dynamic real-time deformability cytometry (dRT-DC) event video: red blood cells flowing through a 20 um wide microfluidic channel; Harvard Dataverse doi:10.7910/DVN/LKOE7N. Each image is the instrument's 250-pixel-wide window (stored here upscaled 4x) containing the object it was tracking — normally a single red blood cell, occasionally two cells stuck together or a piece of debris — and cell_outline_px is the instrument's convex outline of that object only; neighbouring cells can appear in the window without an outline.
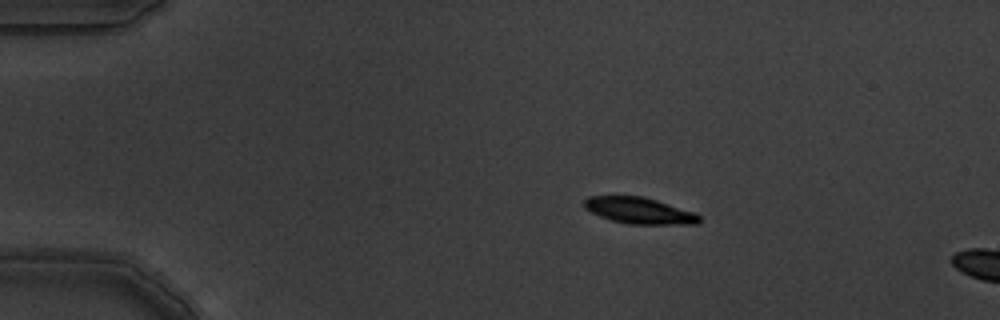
{"species": "common noctule bat (a hibernating species)", "species_latin": "Nyctalus noctula", "temperature_condition": "warm", "stored_images_in_passage": 4, "camera_frame_rate_fps": 3000, "um_per_image_px": 0.085, "animal": {"sex": "male", "body_mass_g": 19.5, "forearm_length_mm": 54.6}, "frame": {"image": 1, "passage_image": 2, "time_ms": 0.333, "image_size_px": [1000, 320], "cell_outline_px": [[700, 220], [696, 224], [628, 224], [612, 220], [600, 216], [584, 208], [584, 200], [588, 196], [644, 196], [692, 212], [700, 216]], "centroid_in_image_um": [54.3, 17.9], "position_along_channel_um": 30.7, "area_um2": 17.4}}